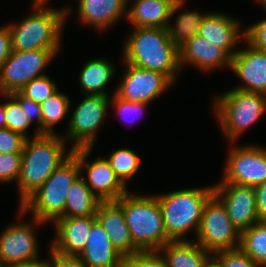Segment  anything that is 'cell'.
<instances>
[{"label": "cell", "instance_id": "cell-10", "mask_svg": "<svg viewBox=\"0 0 266 267\" xmlns=\"http://www.w3.org/2000/svg\"><path fill=\"white\" fill-rule=\"evenodd\" d=\"M109 95H86L73 110L69 119L68 129L63 136L72 143L71 149L92 147L96 141V134L105 121ZM96 137V138H95Z\"/></svg>", "mask_w": 266, "mask_h": 267}, {"label": "cell", "instance_id": "cell-24", "mask_svg": "<svg viewBox=\"0 0 266 267\" xmlns=\"http://www.w3.org/2000/svg\"><path fill=\"white\" fill-rule=\"evenodd\" d=\"M167 267H204L212 255L197 242L189 240L169 241L159 250ZM164 255V256H163Z\"/></svg>", "mask_w": 266, "mask_h": 267}, {"label": "cell", "instance_id": "cell-5", "mask_svg": "<svg viewBox=\"0 0 266 267\" xmlns=\"http://www.w3.org/2000/svg\"><path fill=\"white\" fill-rule=\"evenodd\" d=\"M214 194L213 185L203 188H188L155 195L162 211L163 226L171 241L188 240L187 232L196 236L203 208Z\"/></svg>", "mask_w": 266, "mask_h": 267}, {"label": "cell", "instance_id": "cell-17", "mask_svg": "<svg viewBox=\"0 0 266 267\" xmlns=\"http://www.w3.org/2000/svg\"><path fill=\"white\" fill-rule=\"evenodd\" d=\"M96 215L58 218L54 223L55 238L50 248L63 256L78 257L85 248Z\"/></svg>", "mask_w": 266, "mask_h": 267}, {"label": "cell", "instance_id": "cell-12", "mask_svg": "<svg viewBox=\"0 0 266 267\" xmlns=\"http://www.w3.org/2000/svg\"><path fill=\"white\" fill-rule=\"evenodd\" d=\"M126 70L114 94L129 102L150 103L173 83L162 73L125 63ZM168 88V89H167Z\"/></svg>", "mask_w": 266, "mask_h": 267}, {"label": "cell", "instance_id": "cell-46", "mask_svg": "<svg viewBox=\"0 0 266 267\" xmlns=\"http://www.w3.org/2000/svg\"><path fill=\"white\" fill-rule=\"evenodd\" d=\"M259 1L260 5H263L262 7L264 8L263 10L266 11V0H257Z\"/></svg>", "mask_w": 266, "mask_h": 267}, {"label": "cell", "instance_id": "cell-42", "mask_svg": "<svg viewBox=\"0 0 266 267\" xmlns=\"http://www.w3.org/2000/svg\"><path fill=\"white\" fill-rule=\"evenodd\" d=\"M11 34L8 25L0 27V67L11 54Z\"/></svg>", "mask_w": 266, "mask_h": 267}, {"label": "cell", "instance_id": "cell-14", "mask_svg": "<svg viewBox=\"0 0 266 267\" xmlns=\"http://www.w3.org/2000/svg\"><path fill=\"white\" fill-rule=\"evenodd\" d=\"M33 222V223H32ZM46 224L32 217V221L12 223L0 233V262L4 265L38 259L39 244L35 226Z\"/></svg>", "mask_w": 266, "mask_h": 267}, {"label": "cell", "instance_id": "cell-21", "mask_svg": "<svg viewBox=\"0 0 266 267\" xmlns=\"http://www.w3.org/2000/svg\"><path fill=\"white\" fill-rule=\"evenodd\" d=\"M96 218L108 234L113 246L124 257L139 252L133 245L122 206L116 200L101 201Z\"/></svg>", "mask_w": 266, "mask_h": 267}, {"label": "cell", "instance_id": "cell-4", "mask_svg": "<svg viewBox=\"0 0 266 267\" xmlns=\"http://www.w3.org/2000/svg\"><path fill=\"white\" fill-rule=\"evenodd\" d=\"M116 201L122 206L133 245L139 251H158L171 241L165 233L155 195L138 196L128 191Z\"/></svg>", "mask_w": 266, "mask_h": 267}, {"label": "cell", "instance_id": "cell-39", "mask_svg": "<svg viewBox=\"0 0 266 267\" xmlns=\"http://www.w3.org/2000/svg\"><path fill=\"white\" fill-rule=\"evenodd\" d=\"M245 40L253 47L266 51V18L245 29Z\"/></svg>", "mask_w": 266, "mask_h": 267}, {"label": "cell", "instance_id": "cell-34", "mask_svg": "<svg viewBox=\"0 0 266 267\" xmlns=\"http://www.w3.org/2000/svg\"><path fill=\"white\" fill-rule=\"evenodd\" d=\"M222 267H260L240 248L222 250L212 254Z\"/></svg>", "mask_w": 266, "mask_h": 267}, {"label": "cell", "instance_id": "cell-23", "mask_svg": "<svg viewBox=\"0 0 266 267\" xmlns=\"http://www.w3.org/2000/svg\"><path fill=\"white\" fill-rule=\"evenodd\" d=\"M77 2L80 22L101 32L124 16L127 18L128 0H79Z\"/></svg>", "mask_w": 266, "mask_h": 267}, {"label": "cell", "instance_id": "cell-36", "mask_svg": "<svg viewBox=\"0 0 266 267\" xmlns=\"http://www.w3.org/2000/svg\"><path fill=\"white\" fill-rule=\"evenodd\" d=\"M26 137L8 128L0 129V153L22 154Z\"/></svg>", "mask_w": 266, "mask_h": 267}, {"label": "cell", "instance_id": "cell-28", "mask_svg": "<svg viewBox=\"0 0 266 267\" xmlns=\"http://www.w3.org/2000/svg\"><path fill=\"white\" fill-rule=\"evenodd\" d=\"M70 98L63 92L56 91L46 98L41 105L42 114V134L53 135V127L62 121L70 111Z\"/></svg>", "mask_w": 266, "mask_h": 267}, {"label": "cell", "instance_id": "cell-6", "mask_svg": "<svg viewBox=\"0 0 266 267\" xmlns=\"http://www.w3.org/2000/svg\"><path fill=\"white\" fill-rule=\"evenodd\" d=\"M81 175L78 159L71 154L20 206L18 215L31 212L40 221L55 222L64 214L67 191ZM22 214V215H21Z\"/></svg>", "mask_w": 266, "mask_h": 267}, {"label": "cell", "instance_id": "cell-47", "mask_svg": "<svg viewBox=\"0 0 266 267\" xmlns=\"http://www.w3.org/2000/svg\"><path fill=\"white\" fill-rule=\"evenodd\" d=\"M0 267H4V264L0 262Z\"/></svg>", "mask_w": 266, "mask_h": 267}, {"label": "cell", "instance_id": "cell-19", "mask_svg": "<svg viewBox=\"0 0 266 267\" xmlns=\"http://www.w3.org/2000/svg\"><path fill=\"white\" fill-rule=\"evenodd\" d=\"M179 65L181 70L185 65H192L208 73L221 67L230 69L231 57L223 49L196 36L179 47Z\"/></svg>", "mask_w": 266, "mask_h": 267}, {"label": "cell", "instance_id": "cell-44", "mask_svg": "<svg viewBox=\"0 0 266 267\" xmlns=\"http://www.w3.org/2000/svg\"><path fill=\"white\" fill-rule=\"evenodd\" d=\"M204 267H222V265L213 255H211L206 261Z\"/></svg>", "mask_w": 266, "mask_h": 267}, {"label": "cell", "instance_id": "cell-18", "mask_svg": "<svg viewBox=\"0 0 266 267\" xmlns=\"http://www.w3.org/2000/svg\"><path fill=\"white\" fill-rule=\"evenodd\" d=\"M240 27L239 21L228 13L209 12L200 23L198 36L223 49L232 58L238 51L234 46L245 39V30Z\"/></svg>", "mask_w": 266, "mask_h": 267}, {"label": "cell", "instance_id": "cell-43", "mask_svg": "<svg viewBox=\"0 0 266 267\" xmlns=\"http://www.w3.org/2000/svg\"><path fill=\"white\" fill-rule=\"evenodd\" d=\"M4 267H48V259H32L28 261L14 262L4 265Z\"/></svg>", "mask_w": 266, "mask_h": 267}, {"label": "cell", "instance_id": "cell-15", "mask_svg": "<svg viewBox=\"0 0 266 267\" xmlns=\"http://www.w3.org/2000/svg\"><path fill=\"white\" fill-rule=\"evenodd\" d=\"M213 188L214 195L223 203L230 221L240 233L258 222L254 187L218 183Z\"/></svg>", "mask_w": 266, "mask_h": 267}, {"label": "cell", "instance_id": "cell-45", "mask_svg": "<svg viewBox=\"0 0 266 267\" xmlns=\"http://www.w3.org/2000/svg\"><path fill=\"white\" fill-rule=\"evenodd\" d=\"M6 120H5V112H4V104H0V129L5 128Z\"/></svg>", "mask_w": 266, "mask_h": 267}, {"label": "cell", "instance_id": "cell-37", "mask_svg": "<svg viewBox=\"0 0 266 267\" xmlns=\"http://www.w3.org/2000/svg\"><path fill=\"white\" fill-rule=\"evenodd\" d=\"M112 103V105L115 107L116 112L118 113L119 116H121V118L124 119V121H130L128 124H130L132 121H135V118H139L140 115H142L143 110L145 109V107H147L148 103L146 102H129V101H125L123 99H120L119 97H117L114 93L113 96H111L110 99V104ZM130 116H132V119L129 118ZM139 116V117H137ZM130 120H128V118ZM139 120V119H138ZM133 123V122H132Z\"/></svg>", "mask_w": 266, "mask_h": 267}, {"label": "cell", "instance_id": "cell-8", "mask_svg": "<svg viewBox=\"0 0 266 267\" xmlns=\"http://www.w3.org/2000/svg\"><path fill=\"white\" fill-rule=\"evenodd\" d=\"M59 50L60 48L12 50L0 67V94L19 92L31 80L47 75L42 71Z\"/></svg>", "mask_w": 266, "mask_h": 267}, {"label": "cell", "instance_id": "cell-32", "mask_svg": "<svg viewBox=\"0 0 266 267\" xmlns=\"http://www.w3.org/2000/svg\"><path fill=\"white\" fill-rule=\"evenodd\" d=\"M57 90L59 89L56 83L48 75H45L31 80L19 92L24 97L40 104Z\"/></svg>", "mask_w": 266, "mask_h": 267}, {"label": "cell", "instance_id": "cell-41", "mask_svg": "<svg viewBox=\"0 0 266 267\" xmlns=\"http://www.w3.org/2000/svg\"><path fill=\"white\" fill-rule=\"evenodd\" d=\"M258 221L266 222V182L254 187Z\"/></svg>", "mask_w": 266, "mask_h": 267}, {"label": "cell", "instance_id": "cell-26", "mask_svg": "<svg viewBox=\"0 0 266 267\" xmlns=\"http://www.w3.org/2000/svg\"><path fill=\"white\" fill-rule=\"evenodd\" d=\"M101 200L90 190L81 175L67 191L64 214L60 218L96 215Z\"/></svg>", "mask_w": 266, "mask_h": 267}, {"label": "cell", "instance_id": "cell-30", "mask_svg": "<svg viewBox=\"0 0 266 267\" xmlns=\"http://www.w3.org/2000/svg\"><path fill=\"white\" fill-rule=\"evenodd\" d=\"M107 161L120 181L127 186V182L138 172L141 160L139 155L130 148H120L111 152Z\"/></svg>", "mask_w": 266, "mask_h": 267}, {"label": "cell", "instance_id": "cell-27", "mask_svg": "<svg viewBox=\"0 0 266 267\" xmlns=\"http://www.w3.org/2000/svg\"><path fill=\"white\" fill-rule=\"evenodd\" d=\"M239 248L260 267H266V222L258 221L242 231Z\"/></svg>", "mask_w": 266, "mask_h": 267}, {"label": "cell", "instance_id": "cell-31", "mask_svg": "<svg viewBox=\"0 0 266 267\" xmlns=\"http://www.w3.org/2000/svg\"><path fill=\"white\" fill-rule=\"evenodd\" d=\"M1 96L6 99H10L8 102L4 103L6 120L5 128L20 133L27 139L30 137H36L29 136L27 134V129L32 124L29 121L27 114L21 108L20 103L11 94H1Z\"/></svg>", "mask_w": 266, "mask_h": 267}, {"label": "cell", "instance_id": "cell-3", "mask_svg": "<svg viewBox=\"0 0 266 267\" xmlns=\"http://www.w3.org/2000/svg\"><path fill=\"white\" fill-rule=\"evenodd\" d=\"M33 10L28 17L16 24H8L11 34V50L30 51L45 48H60L61 34L70 7H48L42 0H32ZM65 8V9H64Z\"/></svg>", "mask_w": 266, "mask_h": 267}, {"label": "cell", "instance_id": "cell-16", "mask_svg": "<svg viewBox=\"0 0 266 267\" xmlns=\"http://www.w3.org/2000/svg\"><path fill=\"white\" fill-rule=\"evenodd\" d=\"M244 42L248 47L239 49L231 58L230 70L244 83L234 89L266 96V51L253 47L245 39Z\"/></svg>", "mask_w": 266, "mask_h": 267}, {"label": "cell", "instance_id": "cell-2", "mask_svg": "<svg viewBox=\"0 0 266 267\" xmlns=\"http://www.w3.org/2000/svg\"><path fill=\"white\" fill-rule=\"evenodd\" d=\"M66 140L58 134L28 138L22 152V164L17 181L19 205L34 193L71 154L66 152Z\"/></svg>", "mask_w": 266, "mask_h": 267}, {"label": "cell", "instance_id": "cell-1", "mask_svg": "<svg viewBox=\"0 0 266 267\" xmlns=\"http://www.w3.org/2000/svg\"><path fill=\"white\" fill-rule=\"evenodd\" d=\"M123 45L125 63L160 72L173 84L182 72L179 48L170 40L166 28L133 27Z\"/></svg>", "mask_w": 266, "mask_h": 267}, {"label": "cell", "instance_id": "cell-9", "mask_svg": "<svg viewBox=\"0 0 266 267\" xmlns=\"http://www.w3.org/2000/svg\"><path fill=\"white\" fill-rule=\"evenodd\" d=\"M241 233L232 224L223 203L213 194L205 203L196 242L214 254L239 248Z\"/></svg>", "mask_w": 266, "mask_h": 267}, {"label": "cell", "instance_id": "cell-33", "mask_svg": "<svg viewBox=\"0 0 266 267\" xmlns=\"http://www.w3.org/2000/svg\"><path fill=\"white\" fill-rule=\"evenodd\" d=\"M123 265L125 267H167L159 251H139L125 256Z\"/></svg>", "mask_w": 266, "mask_h": 267}, {"label": "cell", "instance_id": "cell-13", "mask_svg": "<svg viewBox=\"0 0 266 267\" xmlns=\"http://www.w3.org/2000/svg\"><path fill=\"white\" fill-rule=\"evenodd\" d=\"M92 147H81L72 150V154L78 159L81 172L86 169L87 179L85 183L90 190L101 200H118L128 192L127 187L116 176L114 170L106 158L97 157L95 161L86 162Z\"/></svg>", "mask_w": 266, "mask_h": 267}, {"label": "cell", "instance_id": "cell-40", "mask_svg": "<svg viewBox=\"0 0 266 267\" xmlns=\"http://www.w3.org/2000/svg\"><path fill=\"white\" fill-rule=\"evenodd\" d=\"M48 267H86L79 257L63 256L49 248Z\"/></svg>", "mask_w": 266, "mask_h": 267}, {"label": "cell", "instance_id": "cell-38", "mask_svg": "<svg viewBox=\"0 0 266 267\" xmlns=\"http://www.w3.org/2000/svg\"><path fill=\"white\" fill-rule=\"evenodd\" d=\"M19 103L23 111L27 114V117L31 124L34 120L37 124L36 131H34V136H39L42 134V114L41 105L36 103L32 99L24 97L20 92H14L11 94Z\"/></svg>", "mask_w": 266, "mask_h": 267}, {"label": "cell", "instance_id": "cell-35", "mask_svg": "<svg viewBox=\"0 0 266 267\" xmlns=\"http://www.w3.org/2000/svg\"><path fill=\"white\" fill-rule=\"evenodd\" d=\"M22 164V154L0 153V183L18 181Z\"/></svg>", "mask_w": 266, "mask_h": 267}, {"label": "cell", "instance_id": "cell-29", "mask_svg": "<svg viewBox=\"0 0 266 267\" xmlns=\"http://www.w3.org/2000/svg\"><path fill=\"white\" fill-rule=\"evenodd\" d=\"M177 15L175 25H172L169 21L166 30L170 40L179 48L187 40L198 36L200 23L206 13L201 14L196 10H184Z\"/></svg>", "mask_w": 266, "mask_h": 267}, {"label": "cell", "instance_id": "cell-11", "mask_svg": "<svg viewBox=\"0 0 266 267\" xmlns=\"http://www.w3.org/2000/svg\"><path fill=\"white\" fill-rule=\"evenodd\" d=\"M220 183L255 187L266 182V148L258 145L231 146Z\"/></svg>", "mask_w": 266, "mask_h": 267}, {"label": "cell", "instance_id": "cell-25", "mask_svg": "<svg viewBox=\"0 0 266 267\" xmlns=\"http://www.w3.org/2000/svg\"><path fill=\"white\" fill-rule=\"evenodd\" d=\"M106 58L85 62L79 74V83L85 95H109L105 87L113 79L116 67Z\"/></svg>", "mask_w": 266, "mask_h": 267}, {"label": "cell", "instance_id": "cell-20", "mask_svg": "<svg viewBox=\"0 0 266 267\" xmlns=\"http://www.w3.org/2000/svg\"><path fill=\"white\" fill-rule=\"evenodd\" d=\"M127 7V21L132 27L166 28L172 16L186 0H133Z\"/></svg>", "mask_w": 266, "mask_h": 267}, {"label": "cell", "instance_id": "cell-22", "mask_svg": "<svg viewBox=\"0 0 266 267\" xmlns=\"http://www.w3.org/2000/svg\"><path fill=\"white\" fill-rule=\"evenodd\" d=\"M78 257L86 267H121L124 262V256L116 250L97 220L92 224L85 248Z\"/></svg>", "mask_w": 266, "mask_h": 267}, {"label": "cell", "instance_id": "cell-7", "mask_svg": "<svg viewBox=\"0 0 266 267\" xmlns=\"http://www.w3.org/2000/svg\"><path fill=\"white\" fill-rule=\"evenodd\" d=\"M213 109L221 130L232 145L266 113V96L233 88L215 97Z\"/></svg>", "mask_w": 266, "mask_h": 267}]
</instances>
